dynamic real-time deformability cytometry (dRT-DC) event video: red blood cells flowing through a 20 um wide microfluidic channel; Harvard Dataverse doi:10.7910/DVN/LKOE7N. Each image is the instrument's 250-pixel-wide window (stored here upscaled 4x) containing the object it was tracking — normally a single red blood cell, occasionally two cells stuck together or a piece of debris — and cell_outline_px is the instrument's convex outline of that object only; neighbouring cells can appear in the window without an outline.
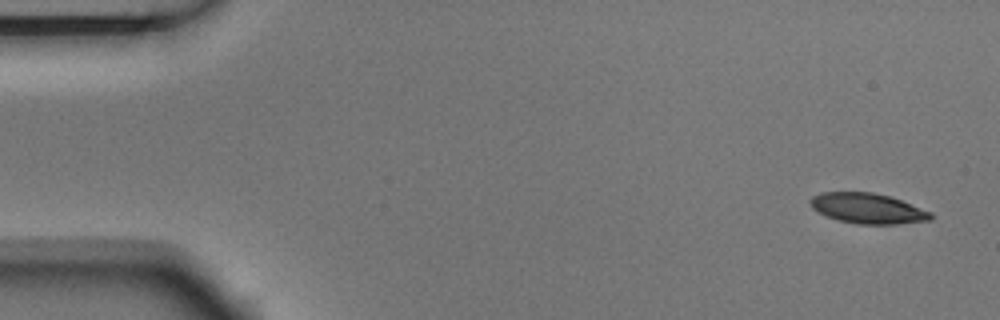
{"species": "Egyptian fruit bat (a non-hibernating species)", "species_latin": "Rousettus aegyptiacus", "temperature_condition": "room temperature", "stored_images_in_passage": 5, "camera_frame_rate_fps": 3000, "um_per_image_px": 0.085, "animal": {"sex": "male"}, "frame": {"image": 1, "passage_image": 1, "time_ms": 0.0, "image_size_px": [1000, 320], "cell_outline_px": [[932, 220], [896, 224], [856, 224], [824, 216], [812, 208], [808, 200], [812, 196], [820, 192], [872, 192], [892, 196], [932, 212]], "centroid_in_image_um": [73.74, 17.7], "position_along_channel_um": 11.3, "area_um2": 21.56}}
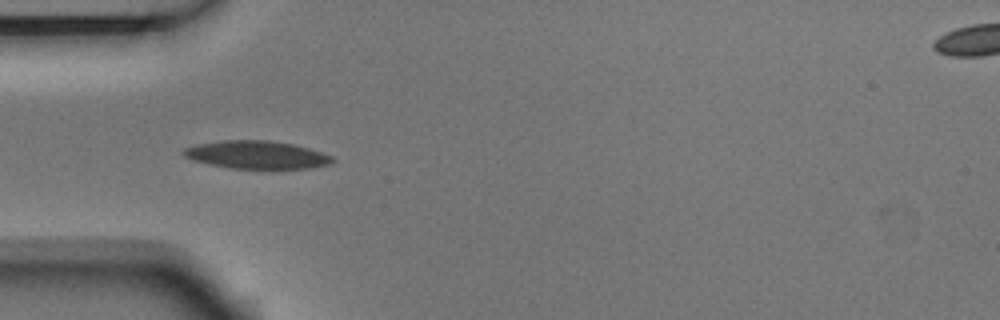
{"frame": {"image": 2, "passage_image": 5, "time_ms": 1.333, "image_size_px": [1000, 320], "cell_outline_px": [[336, 160], [332, 164], [312, 168], [232, 168], [208, 164], [192, 160], [184, 156], [180, 152], [184, 148], [196, 144], [224, 140], [268, 140], [292, 144], [308, 148], [332, 156]], "centroid_in_image_um": [21.8, 13.16], "position_along_channel_um": 63.2, "area_um2": 24.22}}